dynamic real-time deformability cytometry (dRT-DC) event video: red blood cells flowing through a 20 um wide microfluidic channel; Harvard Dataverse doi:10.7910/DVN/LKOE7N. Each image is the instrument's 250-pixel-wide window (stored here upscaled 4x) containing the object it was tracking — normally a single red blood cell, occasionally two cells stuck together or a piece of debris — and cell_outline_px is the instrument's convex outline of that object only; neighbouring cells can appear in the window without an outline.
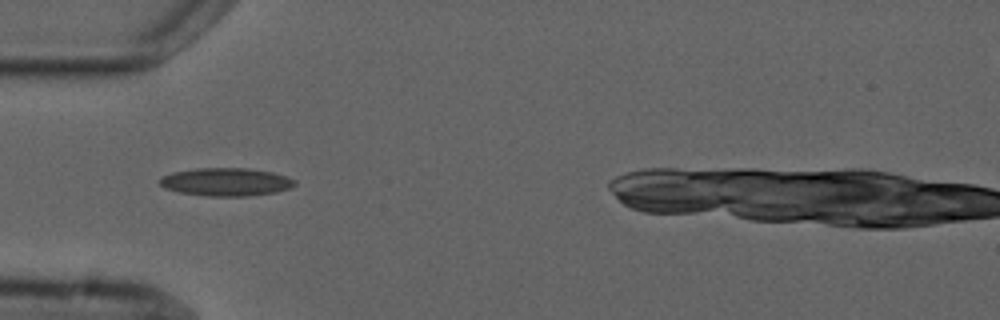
{"species": "common noctule bat (a hibernating species)", "species_latin": "Nyctalus noctula", "temperature_condition": "cold", "stored_images_in_passage": 8, "camera_frame_rate_fps": 3000, "um_per_image_px": 0.085, "animal": {"sex": "male", "forearm_length_mm": 52.5}, "frame": {"image": 1, "passage_image": 4, "time_ms": 4.333, "image_size_px": [1000, 320], "cell_outline_px": [[296, 184], [292, 188], [276, 192], [248, 196], [208, 196], [180, 192], [164, 188], [160, 184], [160, 176], [172, 172], [196, 168], [248, 168], [272, 172], [288, 176], [296, 180]], "centroid_in_image_um": [19.24, 15.46], "position_along_channel_um": 65.8, "area_um2": 22.25}}
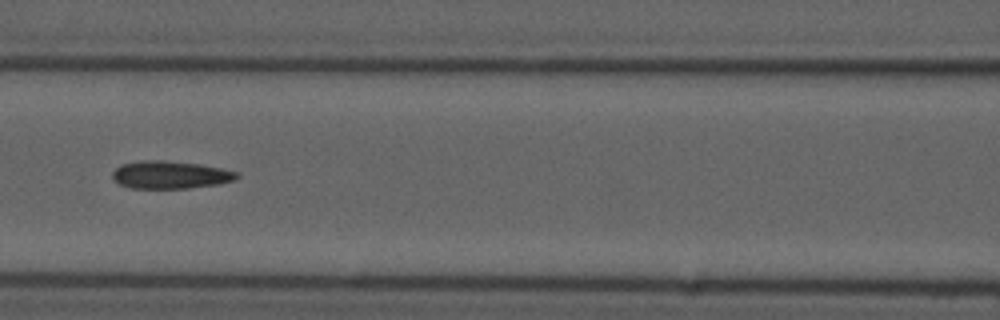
{"frame": {"image": 2, "passage_image": 6, "time_ms": 6.667, "image_size_px": [1000, 320], "cell_outline_px": [[240, 176], [236, 180], [220, 184], [188, 188], [132, 188], [120, 184], [112, 176], [112, 172], [120, 164], [140, 160], [160, 160], [196, 164], [220, 168], [236, 172]], "centroid_in_image_um": [14.47, 14.86], "position_along_channel_um": 152.1, "area_um2": 19.94}}
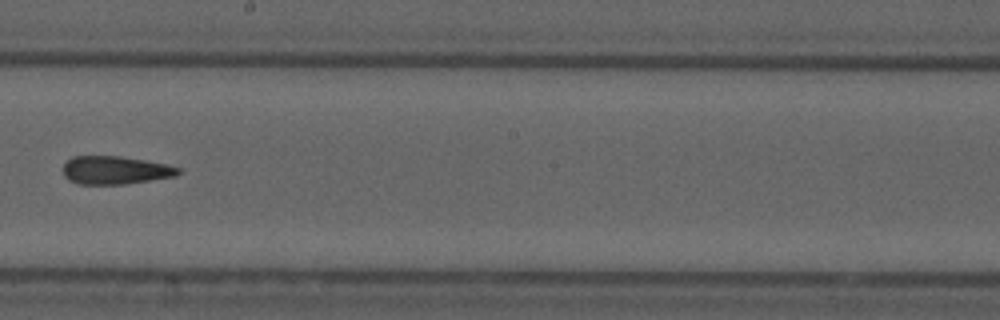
{"frame": {"image": 3, "passage_image": 8, "time_ms": 9.0, "image_size_px": [1000, 320], "cell_outline_px": [[180, 172], [176, 176], [124, 184], [76, 184], [68, 180], [64, 176], [64, 164], [72, 156], [120, 156], [144, 160], [164, 164], [180, 168]], "centroid_in_image_um": [9.76, 14.47], "position_along_channel_um": 238.4, "area_um2": 18.79}}